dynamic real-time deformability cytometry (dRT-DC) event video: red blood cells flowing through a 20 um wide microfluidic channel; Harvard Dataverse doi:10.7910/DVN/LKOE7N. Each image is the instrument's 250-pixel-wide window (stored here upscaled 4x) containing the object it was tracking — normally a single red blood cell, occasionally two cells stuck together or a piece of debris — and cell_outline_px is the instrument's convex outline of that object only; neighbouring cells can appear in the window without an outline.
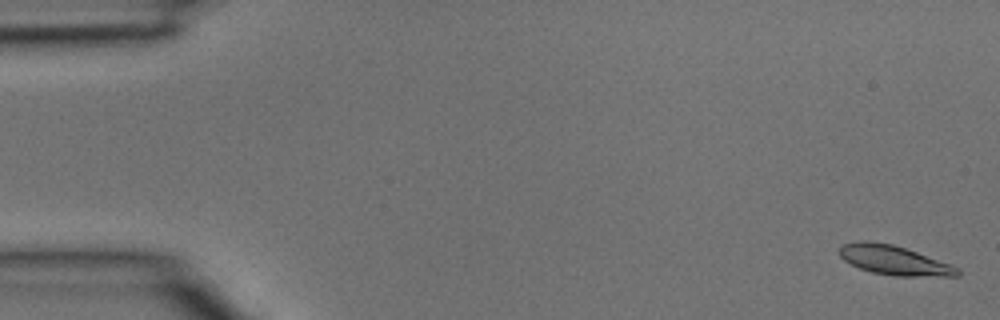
{"species": "common noctule bat (a hibernating species)", "species_latin": "Nyctalus noctula", "temperature_condition": "room temperature", "stored_images_in_passage": 9, "camera_frame_rate_fps": 3000, "um_per_image_px": 0.085, "animal": {"sex": "male", "body_mass_g": 15.6}, "frame": {"image": 1, "passage_image": 1, "time_ms": 0.0, "image_size_px": [1000, 320], "cell_outline_px": [[960, 276], [896, 276], [872, 272], [860, 268], [844, 260], [840, 256], [840, 244], [860, 240], [872, 240], [892, 244], [916, 252], [960, 268]], "centroid_in_image_um": [75.97, 22.11], "position_along_channel_um": 9.0, "area_um2": 20.11}}